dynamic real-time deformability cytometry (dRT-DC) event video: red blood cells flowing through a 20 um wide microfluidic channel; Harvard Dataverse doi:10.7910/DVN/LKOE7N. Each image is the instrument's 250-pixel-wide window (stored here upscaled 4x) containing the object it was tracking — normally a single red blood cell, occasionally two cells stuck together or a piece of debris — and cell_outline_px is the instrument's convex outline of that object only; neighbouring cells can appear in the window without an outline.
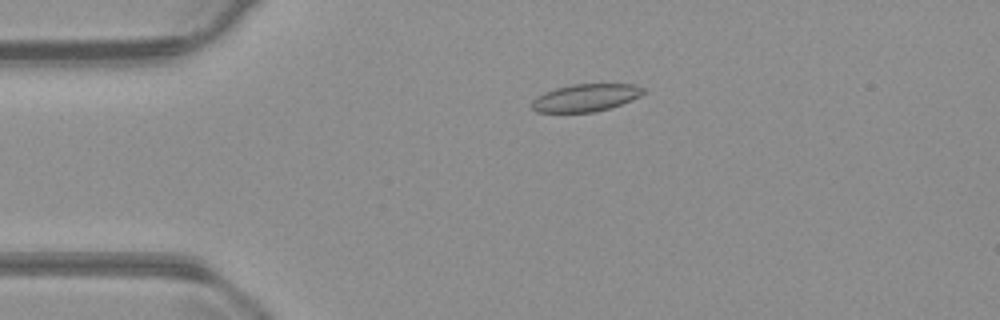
{"species": "common noctule bat (a hibernating species)", "species_latin": "Nyctalus noctula", "temperature_condition": "warm", "stored_images_in_passage": 55, "camera_frame_rate_fps": 3000, "um_per_image_px": 0.085, "animal": {"sex": "male", "body_mass_g": 23.1, "forearm_length_mm": 52.7}, "frame": {"image": 1, "passage_image": 12, "time_ms": 3.667, "image_size_px": [1000, 320], "cell_outline_px": [[644, 92], [640, 96], [632, 100], [608, 108], [592, 112], [536, 112], [532, 108], [532, 100], [536, 96], [544, 92], [556, 88], [572, 84], [636, 84], [644, 88]], "centroid_in_image_um": [49.77, 8.3], "position_along_channel_um": 35.2, "area_um2": 17.8}}
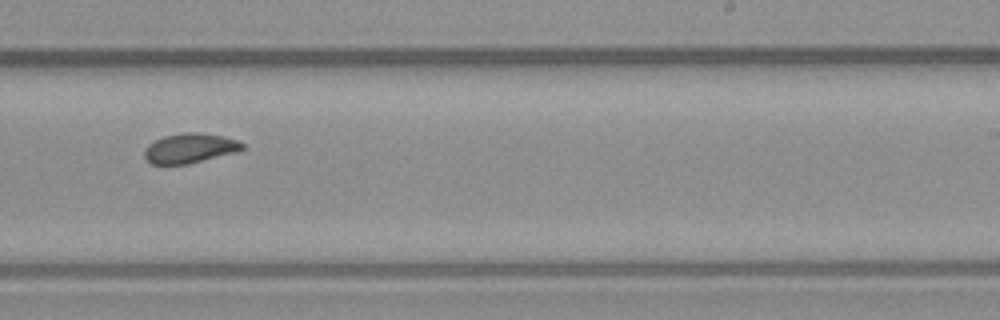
{"frame": {"image": 2, "passage_image": 34, "time_ms": 11.0, "image_size_px": [1000, 320], "cell_outline_px": [[244, 148], [236, 152], [188, 164], [152, 164], [144, 156], [144, 152], [148, 144], [164, 136], [184, 132], [200, 132], [224, 136], [236, 140], [244, 144]], "centroid_in_image_um": [16.14, 12.59], "position_along_channel_um": 272.9, "area_um2": 16.88}}
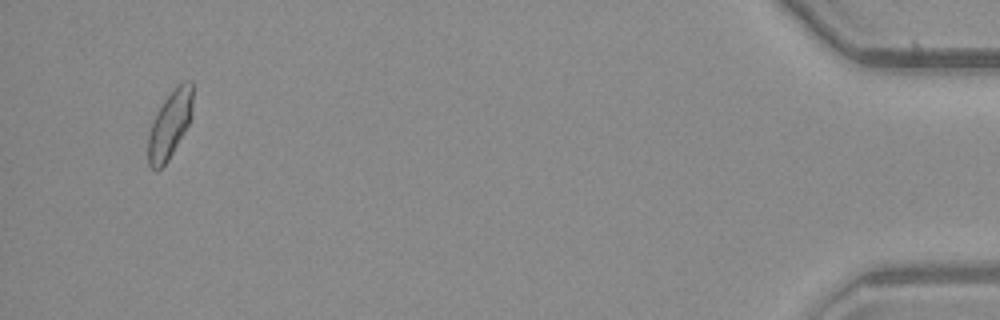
{"frame": {"image": 3, "passage_image": 53, "time_ms": 17.333, "image_size_px": [1000, 320], "cell_outline_px": [[192, 104], [188, 124], [184, 132], [168, 160], [160, 168], [152, 168], [148, 164], [148, 136], [152, 120], [156, 112], [164, 100], [176, 84], [180, 80], [192, 80]], "centroid_in_image_um": [14.42, 10.52], "position_along_channel_um": 420.8, "area_um2": 17.4}, "authors_computed_cell_mechanics": {"area_um2": 17.2244, "velocity_mm_per_s": 3.7174, "shape_relaxation_time_tau1_ms": null, "shape_relaxation_time_tau2_ms": 1.8263, "deformation_change_tau1": null, "deformation_change_tau2": 0.069}}